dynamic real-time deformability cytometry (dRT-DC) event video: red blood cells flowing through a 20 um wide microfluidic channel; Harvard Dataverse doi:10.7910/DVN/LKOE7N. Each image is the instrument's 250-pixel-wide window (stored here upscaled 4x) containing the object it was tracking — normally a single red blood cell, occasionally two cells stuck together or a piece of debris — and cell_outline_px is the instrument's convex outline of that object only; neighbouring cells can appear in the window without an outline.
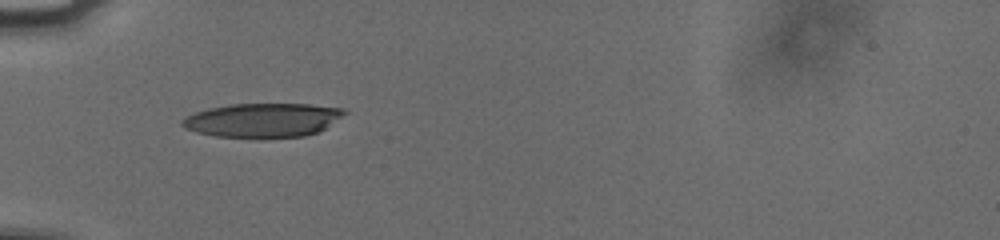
{"species": "human", "species_latin": "Homo sapiens", "temperature_condition": "cold", "stored_images_in_passage": 37, "camera_frame_rate_fps": 3000, "um_per_image_px": 0.085, "donor": {"sex": "male"}, "frame": {"image": 1, "passage_image": 1, "time_ms": 0.0, "image_size_px": [1000, 240], "cell_outline_px": [[348, 112], [320, 132], [304, 136], [216, 136], [196, 132], [184, 128], [180, 124], [180, 120], [184, 116], [208, 108], [232, 104], [308, 104], [344, 108]], "centroid_in_image_um": [22.33, 10.19], "position_along_channel_um": 62.7, "area_um2": 31.85}}
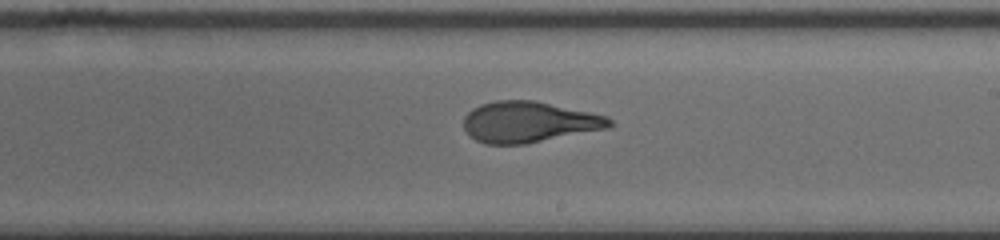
{"frame": {"image": 2, "passage_image": 16, "time_ms": 5.0, "image_size_px": [1000, 240], "cell_outline_px": [[612, 124], [608, 128], [524, 144], [484, 144], [476, 140], [464, 128], [464, 116], [472, 108], [480, 104], [496, 100], [536, 100], [608, 116], [612, 120]], "centroid_in_image_um": [44.95, 10.36], "position_along_channel_um": 244.1, "area_um2": 34.74}}
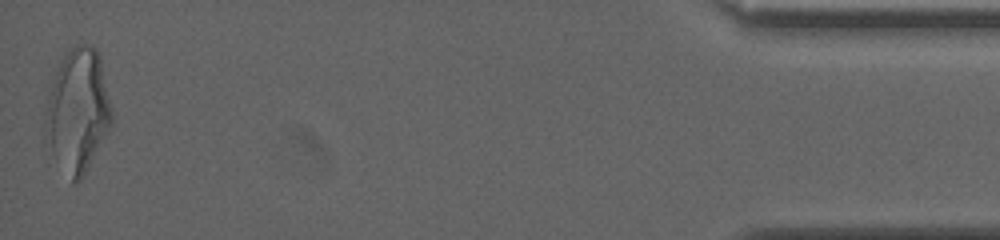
{"frame": {"image": 3, "passage_image": 37, "time_ms": 12.0, "image_size_px": [1000, 240], "cell_outline_px": [[112, 124], [84, 176], [76, 184], [72, 184], [52, 152], [44, 128], [44, 112], [48, 92], [60, 60], [64, 52], [76, 44], [92, 44], [96, 48], [100, 56], [112, 108]], "centroid_in_image_um": [6.61, 9.38], "position_along_channel_um": 428.6, "area_um2": 48.09}, "authors_computed_cell_mechanics": {"area_um2": 35.258, "velocity_mm_per_s": 3.7855, "shape_relaxation_time_tau1_ms": 5.9242, "shape_relaxation_time_tau2_ms": 1.1615, "deformation_change_tau1": 0.2259, "deformation_change_tau2": 0.0937}}